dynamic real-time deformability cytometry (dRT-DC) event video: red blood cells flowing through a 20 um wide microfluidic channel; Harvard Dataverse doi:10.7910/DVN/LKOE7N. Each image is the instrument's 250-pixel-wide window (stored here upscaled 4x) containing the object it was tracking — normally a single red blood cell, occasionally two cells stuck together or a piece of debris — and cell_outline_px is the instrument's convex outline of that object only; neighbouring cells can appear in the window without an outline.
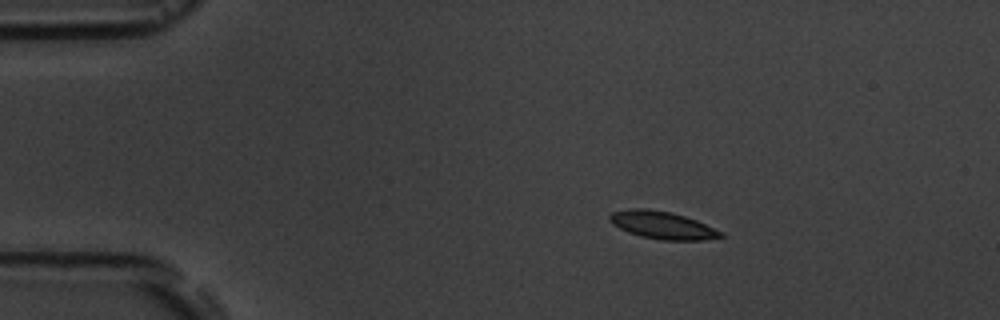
{"species": "common noctule bat (a hibernating species)", "species_latin": "Nyctalus noctula", "temperature_condition": "room temperature", "stored_images_in_passage": 4, "camera_frame_rate_fps": 3000, "um_per_image_px": 0.085, "animal": {"sex": "male", "body_mass_g": 19.5, "forearm_length_mm": 54.6}, "frame": {"image": 1, "passage_image": 2, "time_ms": 2.0, "image_size_px": [1000, 320], "cell_outline_px": [[724, 236], [704, 240], [660, 240], [640, 236], [628, 232], [612, 224], [608, 220], [608, 216], [612, 212], [628, 208], [648, 208], [672, 212], [696, 220], [724, 232]], "centroid_in_image_um": [56.28, 19.13], "position_along_channel_um": 28.7, "area_um2": 18.03}}